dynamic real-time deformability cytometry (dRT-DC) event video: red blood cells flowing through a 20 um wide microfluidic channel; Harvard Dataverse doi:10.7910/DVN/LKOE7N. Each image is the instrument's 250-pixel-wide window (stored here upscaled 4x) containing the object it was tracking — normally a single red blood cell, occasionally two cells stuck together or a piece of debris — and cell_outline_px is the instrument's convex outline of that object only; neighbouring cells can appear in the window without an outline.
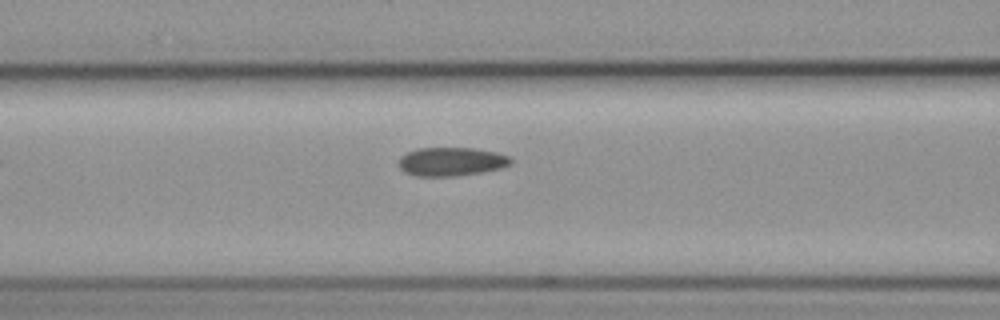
{"species": "common noctule bat (a hibernating species)", "species_latin": "Nyctalus noctula", "temperature_condition": "cold", "stored_images_in_passage": 5, "camera_frame_rate_fps": 3000, "um_per_image_px": 0.085, "animal": {"sex": "female", "body_mass_g": 19.3, "forearm_length_mm": 54.1}, "frame": {"image": 1, "passage_image": 5, "time_ms": 4.667, "image_size_px": [1000, 320], "cell_outline_px": [[512, 164], [500, 168], [480, 172], [456, 176], [416, 176], [404, 172], [396, 164], [400, 156], [416, 148], [472, 148], [496, 152], [508, 156], [512, 160]], "centroid_in_image_um": [38.31, 13.74], "position_along_channel_um": 128.3, "area_um2": 18.79}}